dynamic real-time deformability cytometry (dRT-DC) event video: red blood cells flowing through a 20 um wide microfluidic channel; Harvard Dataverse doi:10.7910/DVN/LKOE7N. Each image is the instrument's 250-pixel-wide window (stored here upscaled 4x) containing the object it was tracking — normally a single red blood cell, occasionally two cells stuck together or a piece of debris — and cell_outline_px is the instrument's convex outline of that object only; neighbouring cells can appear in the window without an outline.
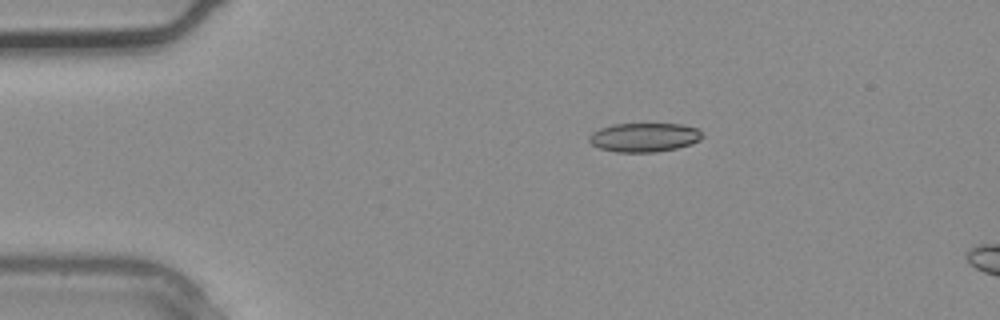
{"species": "common noctule bat (a hibernating species)", "species_latin": "Nyctalus noctula", "temperature_condition": "warm", "stored_images_in_passage": 2, "segment_of_instrument_passage": [1, 2], "camera_frame_rate_fps": 3000, "um_per_image_px": 0.085, "animal": {"sex": "male", "body_mass_g": 20.4}, "frame": {"image": 1, "passage_image": 1, "time_ms": 0.0, "image_size_px": [1000, 320], "cell_outline_px": [[704, 136], [700, 140], [692, 144], [676, 148], [656, 152], [616, 152], [600, 148], [592, 144], [588, 140], [588, 136], [592, 132], [600, 128], [612, 124], [680, 124], [696, 128]], "centroid_in_image_um": [54.75, 11.67], "position_along_channel_um": 30.3, "area_um2": 19.13}}